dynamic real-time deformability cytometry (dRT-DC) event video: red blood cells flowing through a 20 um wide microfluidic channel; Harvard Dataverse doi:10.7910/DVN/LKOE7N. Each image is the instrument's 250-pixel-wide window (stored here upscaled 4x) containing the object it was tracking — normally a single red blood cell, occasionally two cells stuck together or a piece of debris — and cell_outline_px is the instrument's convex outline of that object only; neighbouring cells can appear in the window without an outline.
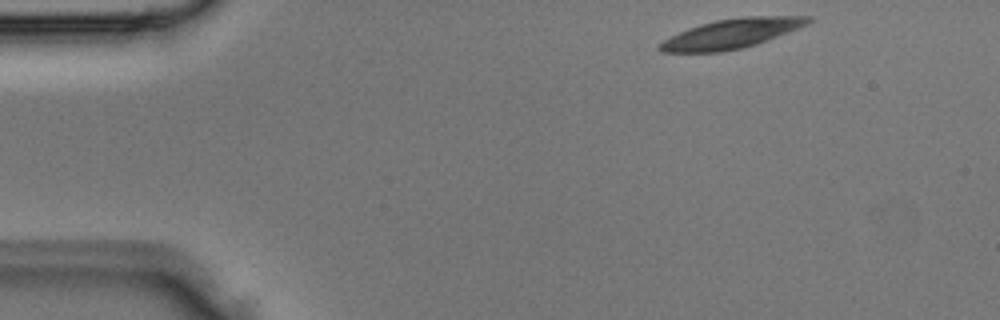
{"species": "Egyptian fruit bat (a non-hibernating species)", "species_latin": "Rousettus aegyptiacus", "temperature_condition": "room temperature", "stored_images_in_passage": 3, "camera_frame_rate_fps": 3000, "um_per_image_px": 0.085, "animal": {"sex": "male"}, "frame": {"image": 1, "passage_image": 1, "time_ms": 0.0, "image_size_px": [1000, 320], "cell_outline_px": [[812, 20], [808, 24], [788, 32], [756, 44], [740, 48], [720, 52], [660, 52], [656, 48], [664, 40], [688, 28], [700, 24], [716, 20], [744, 16], [812, 16]], "centroid_in_image_um": [62.18, 2.85], "position_along_channel_um": 22.8, "area_um2": 25.26}}